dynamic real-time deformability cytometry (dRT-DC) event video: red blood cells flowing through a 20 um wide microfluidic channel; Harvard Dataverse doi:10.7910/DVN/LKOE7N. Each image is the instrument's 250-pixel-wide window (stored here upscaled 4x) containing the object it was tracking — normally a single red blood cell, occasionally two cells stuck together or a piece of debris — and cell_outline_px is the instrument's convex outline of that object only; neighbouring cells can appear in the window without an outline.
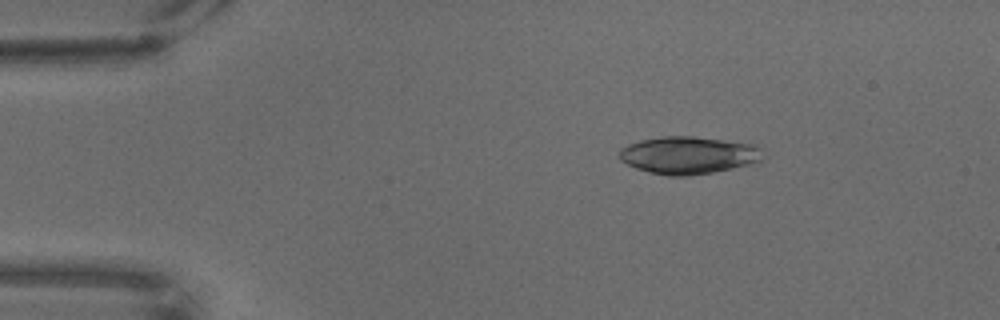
{"species": "common noctule bat (a hibernating species)", "species_latin": "Nyctalus noctula", "temperature_condition": "warm", "stored_images_in_passage": 58, "camera_frame_rate_fps": 3000, "um_per_image_px": 0.085, "animal": {"sex": "male", "body_mass_g": 18.8}, "frame": {"image": 1, "passage_image": 1, "time_ms": 0.0, "image_size_px": [1000, 320], "cell_outline_px": [[764, 160], [748, 164], [712, 172], [688, 176], [668, 176], [636, 168], [620, 160], [620, 148], [628, 144], [640, 140], [664, 136], [692, 136], [756, 144], [760, 148], [764, 156]], "centroid_in_image_um": [58.53, 13.18], "position_along_channel_um": 26.5, "area_um2": 31.21}}
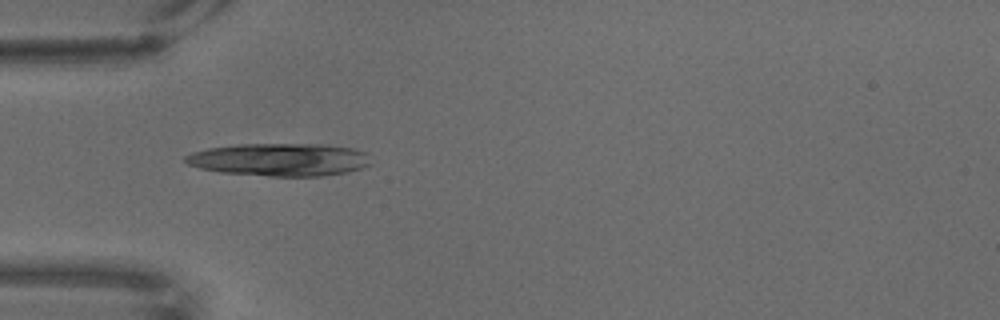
{"frame": {"image": 2, "passage_image": 11, "time_ms": 3.333, "image_size_px": [1000, 320], "cell_outline_px": [[372, 164], [348, 172], [320, 176], [268, 176], [220, 172], [200, 168], [188, 164], [184, 160], [184, 156], [192, 152], [208, 148], [236, 144], [328, 144], [352, 148], [368, 152]], "centroid_in_image_um": [23.8, 13.56], "position_along_channel_um": 61.2, "area_um2": 35.72}}